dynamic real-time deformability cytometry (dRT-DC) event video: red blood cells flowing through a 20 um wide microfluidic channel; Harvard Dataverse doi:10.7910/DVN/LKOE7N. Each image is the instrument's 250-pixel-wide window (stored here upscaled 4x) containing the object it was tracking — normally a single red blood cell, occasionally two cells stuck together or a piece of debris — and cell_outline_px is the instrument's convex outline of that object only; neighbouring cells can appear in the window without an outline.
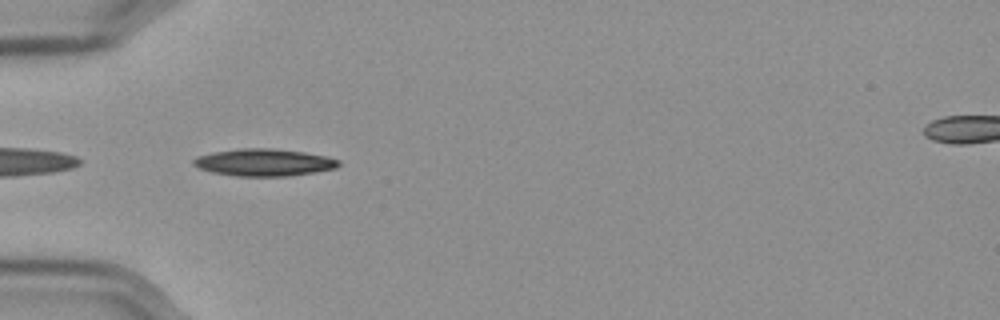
{"species": "Egyptian fruit bat (a non-hibernating species)", "species_latin": "Rousettus aegyptiacus", "temperature_condition": "cold", "stored_images_in_passage": 40, "camera_frame_rate_fps": 3000, "um_per_image_px": 0.085, "frame": {"image": 1, "passage_image": 1, "time_ms": 0.0, "image_size_px": [1000, 320], "cell_outline_px": [[340, 164], [336, 168], [288, 176], [236, 176], [212, 172], [200, 168], [192, 164], [192, 160], [196, 156], [212, 152], [240, 148], [272, 148], [304, 152], [324, 156], [340, 160]], "centroid_in_image_um": [22.4, 13.8], "position_along_channel_um": 62.6, "area_um2": 22.95}}
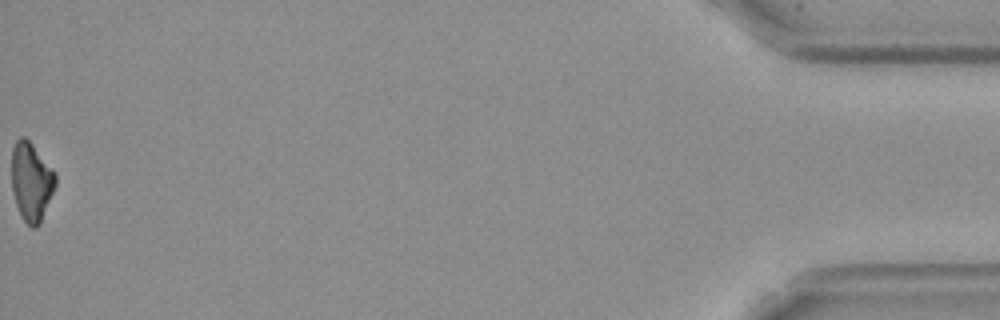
{"frame": {"image": 2, "passage_image": 40, "time_ms": 13.0, "image_size_px": [1000, 320], "cell_outline_px": [[56, 184], [40, 224], [36, 228], [32, 228], [24, 220], [16, 204], [12, 192], [12, 148], [16, 140], [20, 136], [24, 136], [32, 144], [56, 172]], "centroid_in_image_um": [2.66, 15.43], "position_along_channel_um": 432.5, "area_um2": 20.06}, "authors_computed_cell_mechanics": {"area_um2": 21.7039, "velocity_mm_per_s": 3.5874, "shape_relaxation_time_tau1_ms": 3.4287, "shape_relaxation_time_tau2_ms": 9.0685, "deformation_change_tau1": 0.1165, "deformation_change_tau2": 0.1622}}